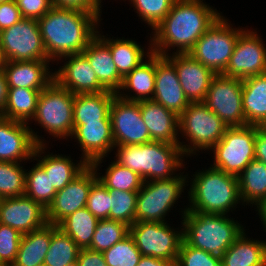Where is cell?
<instances>
[{
	"label": "cell",
	"mask_w": 266,
	"mask_h": 266,
	"mask_svg": "<svg viewBox=\"0 0 266 266\" xmlns=\"http://www.w3.org/2000/svg\"><path fill=\"white\" fill-rule=\"evenodd\" d=\"M203 1H174L170 12L153 29V38L149 42L153 53L168 56V49L177 47L174 53L178 54L188 53L194 47L196 41L221 15Z\"/></svg>",
	"instance_id": "cell-1"
},
{
	"label": "cell",
	"mask_w": 266,
	"mask_h": 266,
	"mask_svg": "<svg viewBox=\"0 0 266 266\" xmlns=\"http://www.w3.org/2000/svg\"><path fill=\"white\" fill-rule=\"evenodd\" d=\"M37 21L48 59L58 61L82 53L96 36L101 20L89 11L53 6Z\"/></svg>",
	"instance_id": "cell-2"
},
{
	"label": "cell",
	"mask_w": 266,
	"mask_h": 266,
	"mask_svg": "<svg viewBox=\"0 0 266 266\" xmlns=\"http://www.w3.org/2000/svg\"><path fill=\"white\" fill-rule=\"evenodd\" d=\"M116 161L137 173L144 182L170 179L182 168L185 156L179 144L151 141L139 145L115 146Z\"/></svg>",
	"instance_id": "cell-3"
},
{
	"label": "cell",
	"mask_w": 266,
	"mask_h": 266,
	"mask_svg": "<svg viewBox=\"0 0 266 266\" xmlns=\"http://www.w3.org/2000/svg\"><path fill=\"white\" fill-rule=\"evenodd\" d=\"M193 176L188 191V211L227 215L232 208L240 204V201L242 202L237 176L211 166L207 170L196 172Z\"/></svg>",
	"instance_id": "cell-4"
},
{
	"label": "cell",
	"mask_w": 266,
	"mask_h": 266,
	"mask_svg": "<svg viewBox=\"0 0 266 266\" xmlns=\"http://www.w3.org/2000/svg\"><path fill=\"white\" fill-rule=\"evenodd\" d=\"M183 240L207 253L222 256L242 234L244 227L226 214L182 211Z\"/></svg>",
	"instance_id": "cell-5"
},
{
	"label": "cell",
	"mask_w": 266,
	"mask_h": 266,
	"mask_svg": "<svg viewBox=\"0 0 266 266\" xmlns=\"http://www.w3.org/2000/svg\"><path fill=\"white\" fill-rule=\"evenodd\" d=\"M227 127L204 102L190 103L179 115V134L190 142H179V146L186 156L210 150L222 139Z\"/></svg>",
	"instance_id": "cell-6"
},
{
	"label": "cell",
	"mask_w": 266,
	"mask_h": 266,
	"mask_svg": "<svg viewBox=\"0 0 266 266\" xmlns=\"http://www.w3.org/2000/svg\"><path fill=\"white\" fill-rule=\"evenodd\" d=\"M227 21L225 17L220 15L188 52L214 74L224 73L236 41L244 31L242 28H232V24Z\"/></svg>",
	"instance_id": "cell-7"
},
{
	"label": "cell",
	"mask_w": 266,
	"mask_h": 266,
	"mask_svg": "<svg viewBox=\"0 0 266 266\" xmlns=\"http://www.w3.org/2000/svg\"><path fill=\"white\" fill-rule=\"evenodd\" d=\"M74 94L53 80L41 90L33 120L55 138L66 139L73 133Z\"/></svg>",
	"instance_id": "cell-8"
},
{
	"label": "cell",
	"mask_w": 266,
	"mask_h": 266,
	"mask_svg": "<svg viewBox=\"0 0 266 266\" xmlns=\"http://www.w3.org/2000/svg\"><path fill=\"white\" fill-rule=\"evenodd\" d=\"M180 175V176H179ZM170 179L143 182L137 195L135 222H165V216L188 186L180 173Z\"/></svg>",
	"instance_id": "cell-9"
},
{
	"label": "cell",
	"mask_w": 266,
	"mask_h": 266,
	"mask_svg": "<svg viewBox=\"0 0 266 266\" xmlns=\"http://www.w3.org/2000/svg\"><path fill=\"white\" fill-rule=\"evenodd\" d=\"M257 126L227 127L222 139L210 150L214 153L211 167L238 176L255 159Z\"/></svg>",
	"instance_id": "cell-10"
},
{
	"label": "cell",
	"mask_w": 266,
	"mask_h": 266,
	"mask_svg": "<svg viewBox=\"0 0 266 266\" xmlns=\"http://www.w3.org/2000/svg\"><path fill=\"white\" fill-rule=\"evenodd\" d=\"M129 234L142 256L176 263L183 242V228L176 231L166 222H135Z\"/></svg>",
	"instance_id": "cell-11"
},
{
	"label": "cell",
	"mask_w": 266,
	"mask_h": 266,
	"mask_svg": "<svg viewBox=\"0 0 266 266\" xmlns=\"http://www.w3.org/2000/svg\"><path fill=\"white\" fill-rule=\"evenodd\" d=\"M0 50L6 61L49 60L36 19L22 18L0 32Z\"/></svg>",
	"instance_id": "cell-12"
},
{
	"label": "cell",
	"mask_w": 266,
	"mask_h": 266,
	"mask_svg": "<svg viewBox=\"0 0 266 266\" xmlns=\"http://www.w3.org/2000/svg\"><path fill=\"white\" fill-rule=\"evenodd\" d=\"M203 102L228 127L247 125L243 112L241 79L215 74Z\"/></svg>",
	"instance_id": "cell-13"
},
{
	"label": "cell",
	"mask_w": 266,
	"mask_h": 266,
	"mask_svg": "<svg viewBox=\"0 0 266 266\" xmlns=\"http://www.w3.org/2000/svg\"><path fill=\"white\" fill-rule=\"evenodd\" d=\"M110 119L115 146L152 141L140 112V102L128 101L116 94L110 108Z\"/></svg>",
	"instance_id": "cell-14"
},
{
	"label": "cell",
	"mask_w": 266,
	"mask_h": 266,
	"mask_svg": "<svg viewBox=\"0 0 266 266\" xmlns=\"http://www.w3.org/2000/svg\"><path fill=\"white\" fill-rule=\"evenodd\" d=\"M255 31L244 30L238 37L223 75L241 80L266 73V47Z\"/></svg>",
	"instance_id": "cell-15"
},
{
	"label": "cell",
	"mask_w": 266,
	"mask_h": 266,
	"mask_svg": "<svg viewBox=\"0 0 266 266\" xmlns=\"http://www.w3.org/2000/svg\"><path fill=\"white\" fill-rule=\"evenodd\" d=\"M97 179V171L88 165L63 189L58 190L46 209L47 223L58 225L70 214L86 207L91 186Z\"/></svg>",
	"instance_id": "cell-16"
},
{
	"label": "cell",
	"mask_w": 266,
	"mask_h": 266,
	"mask_svg": "<svg viewBox=\"0 0 266 266\" xmlns=\"http://www.w3.org/2000/svg\"><path fill=\"white\" fill-rule=\"evenodd\" d=\"M44 140L26 123L0 116L1 162L20 163L22 160H32L36 146L46 145Z\"/></svg>",
	"instance_id": "cell-17"
},
{
	"label": "cell",
	"mask_w": 266,
	"mask_h": 266,
	"mask_svg": "<svg viewBox=\"0 0 266 266\" xmlns=\"http://www.w3.org/2000/svg\"><path fill=\"white\" fill-rule=\"evenodd\" d=\"M72 137L80 144L83 155L81 158L96 171L108 152L111 153L115 148L111 122H86L84 125H73Z\"/></svg>",
	"instance_id": "cell-18"
},
{
	"label": "cell",
	"mask_w": 266,
	"mask_h": 266,
	"mask_svg": "<svg viewBox=\"0 0 266 266\" xmlns=\"http://www.w3.org/2000/svg\"><path fill=\"white\" fill-rule=\"evenodd\" d=\"M68 60L58 71H54V80L72 94H94L107 91L99 82L95 71L82 54L61 57Z\"/></svg>",
	"instance_id": "cell-19"
},
{
	"label": "cell",
	"mask_w": 266,
	"mask_h": 266,
	"mask_svg": "<svg viewBox=\"0 0 266 266\" xmlns=\"http://www.w3.org/2000/svg\"><path fill=\"white\" fill-rule=\"evenodd\" d=\"M155 76L152 100L179 116L190 102L182 89L174 64L166 56L156 53Z\"/></svg>",
	"instance_id": "cell-20"
},
{
	"label": "cell",
	"mask_w": 266,
	"mask_h": 266,
	"mask_svg": "<svg viewBox=\"0 0 266 266\" xmlns=\"http://www.w3.org/2000/svg\"><path fill=\"white\" fill-rule=\"evenodd\" d=\"M46 223V209L26 195L3 198L0 202V224L21 234L39 229Z\"/></svg>",
	"instance_id": "cell-21"
},
{
	"label": "cell",
	"mask_w": 266,
	"mask_h": 266,
	"mask_svg": "<svg viewBox=\"0 0 266 266\" xmlns=\"http://www.w3.org/2000/svg\"><path fill=\"white\" fill-rule=\"evenodd\" d=\"M166 57L174 64L189 102H203L215 74L188 53H173Z\"/></svg>",
	"instance_id": "cell-22"
},
{
	"label": "cell",
	"mask_w": 266,
	"mask_h": 266,
	"mask_svg": "<svg viewBox=\"0 0 266 266\" xmlns=\"http://www.w3.org/2000/svg\"><path fill=\"white\" fill-rule=\"evenodd\" d=\"M49 64L50 60L6 61L3 72L8 88L43 90L54 80Z\"/></svg>",
	"instance_id": "cell-23"
},
{
	"label": "cell",
	"mask_w": 266,
	"mask_h": 266,
	"mask_svg": "<svg viewBox=\"0 0 266 266\" xmlns=\"http://www.w3.org/2000/svg\"><path fill=\"white\" fill-rule=\"evenodd\" d=\"M140 112L152 141L179 144V116L153 100L140 101Z\"/></svg>",
	"instance_id": "cell-24"
},
{
	"label": "cell",
	"mask_w": 266,
	"mask_h": 266,
	"mask_svg": "<svg viewBox=\"0 0 266 266\" xmlns=\"http://www.w3.org/2000/svg\"><path fill=\"white\" fill-rule=\"evenodd\" d=\"M82 54L96 73L100 84L107 90L118 93L123 77L119 74L110 48L96 35Z\"/></svg>",
	"instance_id": "cell-25"
},
{
	"label": "cell",
	"mask_w": 266,
	"mask_h": 266,
	"mask_svg": "<svg viewBox=\"0 0 266 266\" xmlns=\"http://www.w3.org/2000/svg\"><path fill=\"white\" fill-rule=\"evenodd\" d=\"M46 148V145L36 146L33 159L37 160L38 164L44 169L46 174L49 175L51 185L56 191L63 189L88 166L83 159L77 164L72 162L73 160L69 156L65 155H53V153H51L41 156L45 153L43 151ZM39 157L41 158L39 159Z\"/></svg>",
	"instance_id": "cell-26"
},
{
	"label": "cell",
	"mask_w": 266,
	"mask_h": 266,
	"mask_svg": "<svg viewBox=\"0 0 266 266\" xmlns=\"http://www.w3.org/2000/svg\"><path fill=\"white\" fill-rule=\"evenodd\" d=\"M148 58L135 67L124 78L117 95L128 101L140 102L144 100H152L155 90V53L151 52ZM134 95L122 94L125 90ZM126 95V96H125Z\"/></svg>",
	"instance_id": "cell-27"
},
{
	"label": "cell",
	"mask_w": 266,
	"mask_h": 266,
	"mask_svg": "<svg viewBox=\"0 0 266 266\" xmlns=\"http://www.w3.org/2000/svg\"><path fill=\"white\" fill-rule=\"evenodd\" d=\"M116 93L104 91L94 94L74 95L73 125L86 122H111L110 108Z\"/></svg>",
	"instance_id": "cell-28"
},
{
	"label": "cell",
	"mask_w": 266,
	"mask_h": 266,
	"mask_svg": "<svg viewBox=\"0 0 266 266\" xmlns=\"http://www.w3.org/2000/svg\"><path fill=\"white\" fill-rule=\"evenodd\" d=\"M221 266H266V241L251 240L243 231L221 256Z\"/></svg>",
	"instance_id": "cell-29"
},
{
	"label": "cell",
	"mask_w": 266,
	"mask_h": 266,
	"mask_svg": "<svg viewBox=\"0 0 266 266\" xmlns=\"http://www.w3.org/2000/svg\"><path fill=\"white\" fill-rule=\"evenodd\" d=\"M245 122L257 126L266 118V73L242 80Z\"/></svg>",
	"instance_id": "cell-30"
},
{
	"label": "cell",
	"mask_w": 266,
	"mask_h": 266,
	"mask_svg": "<svg viewBox=\"0 0 266 266\" xmlns=\"http://www.w3.org/2000/svg\"><path fill=\"white\" fill-rule=\"evenodd\" d=\"M96 35L110 48L116 68L123 78L152 52L151 44L148 46L146 54L144 48L132 39H123V37L122 39L106 38L98 30Z\"/></svg>",
	"instance_id": "cell-31"
},
{
	"label": "cell",
	"mask_w": 266,
	"mask_h": 266,
	"mask_svg": "<svg viewBox=\"0 0 266 266\" xmlns=\"http://www.w3.org/2000/svg\"><path fill=\"white\" fill-rule=\"evenodd\" d=\"M51 242V224L25 233L22 236L17 257L12 266H36L43 264Z\"/></svg>",
	"instance_id": "cell-32"
},
{
	"label": "cell",
	"mask_w": 266,
	"mask_h": 266,
	"mask_svg": "<svg viewBox=\"0 0 266 266\" xmlns=\"http://www.w3.org/2000/svg\"><path fill=\"white\" fill-rule=\"evenodd\" d=\"M237 177L243 203L258 206L266 199V164L254 159Z\"/></svg>",
	"instance_id": "cell-33"
},
{
	"label": "cell",
	"mask_w": 266,
	"mask_h": 266,
	"mask_svg": "<svg viewBox=\"0 0 266 266\" xmlns=\"http://www.w3.org/2000/svg\"><path fill=\"white\" fill-rule=\"evenodd\" d=\"M41 90L27 88H8L7 100L2 117L28 124L32 121Z\"/></svg>",
	"instance_id": "cell-34"
},
{
	"label": "cell",
	"mask_w": 266,
	"mask_h": 266,
	"mask_svg": "<svg viewBox=\"0 0 266 266\" xmlns=\"http://www.w3.org/2000/svg\"><path fill=\"white\" fill-rule=\"evenodd\" d=\"M99 219L84 207L64 218L57 226L70 236L80 249H88Z\"/></svg>",
	"instance_id": "cell-35"
},
{
	"label": "cell",
	"mask_w": 266,
	"mask_h": 266,
	"mask_svg": "<svg viewBox=\"0 0 266 266\" xmlns=\"http://www.w3.org/2000/svg\"><path fill=\"white\" fill-rule=\"evenodd\" d=\"M80 248L57 225L51 224V242L45 255V266H66L77 261Z\"/></svg>",
	"instance_id": "cell-36"
},
{
	"label": "cell",
	"mask_w": 266,
	"mask_h": 266,
	"mask_svg": "<svg viewBox=\"0 0 266 266\" xmlns=\"http://www.w3.org/2000/svg\"><path fill=\"white\" fill-rule=\"evenodd\" d=\"M98 174V180L109 190L138 192L144 182L137 173L116 160L106 168L105 175Z\"/></svg>",
	"instance_id": "cell-37"
},
{
	"label": "cell",
	"mask_w": 266,
	"mask_h": 266,
	"mask_svg": "<svg viewBox=\"0 0 266 266\" xmlns=\"http://www.w3.org/2000/svg\"><path fill=\"white\" fill-rule=\"evenodd\" d=\"M56 193L57 191L51 185L49 180V175L46 174L44 169L38 163H36V165L28 172L26 170V196L47 209Z\"/></svg>",
	"instance_id": "cell-38"
},
{
	"label": "cell",
	"mask_w": 266,
	"mask_h": 266,
	"mask_svg": "<svg viewBox=\"0 0 266 266\" xmlns=\"http://www.w3.org/2000/svg\"><path fill=\"white\" fill-rule=\"evenodd\" d=\"M130 226L109 219L99 220L88 249L104 252L129 235Z\"/></svg>",
	"instance_id": "cell-39"
},
{
	"label": "cell",
	"mask_w": 266,
	"mask_h": 266,
	"mask_svg": "<svg viewBox=\"0 0 266 266\" xmlns=\"http://www.w3.org/2000/svg\"><path fill=\"white\" fill-rule=\"evenodd\" d=\"M20 164L0 161V197L2 199L25 195L26 170Z\"/></svg>",
	"instance_id": "cell-40"
},
{
	"label": "cell",
	"mask_w": 266,
	"mask_h": 266,
	"mask_svg": "<svg viewBox=\"0 0 266 266\" xmlns=\"http://www.w3.org/2000/svg\"><path fill=\"white\" fill-rule=\"evenodd\" d=\"M109 220L120 221L129 226L135 223L138 192L110 190Z\"/></svg>",
	"instance_id": "cell-41"
},
{
	"label": "cell",
	"mask_w": 266,
	"mask_h": 266,
	"mask_svg": "<svg viewBox=\"0 0 266 266\" xmlns=\"http://www.w3.org/2000/svg\"><path fill=\"white\" fill-rule=\"evenodd\" d=\"M103 255L108 266H137L142 257L130 234L104 251Z\"/></svg>",
	"instance_id": "cell-42"
},
{
	"label": "cell",
	"mask_w": 266,
	"mask_h": 266,
	"mask_svg": "<svg viewBox=\"0 0 266 266\" xmlns=\"http://www.w3.org/2000/svg\"><path fill=\"white\" fill-rule=\"evenodd\" d=\"M138 16L141 17L152 30L170 12L175 0H130Z\"/></svg>",
	"instance_id": "cell-43"
},
{
	"label": "cell",
	"mask_w": 266,
	"mask_h": 266,
	"mask_svg": "<svg viewBox=\"0 0 266 266\" xmlns=\"http://www.w3.org/2000/svg\"><path fill=\"white\" fill-rule=\"evenodd\" d=\"M175 266H221V257L194 248L183 240Z\"/></svg>",
	"instance_id": "cell-44"
},
{
	"label": "cell",
	"mask_w": 266,
	"mask_h": 266,
	"mask_svg": "<svg viewBox=\"0 0 266 266\" xmlns=\"http://www.w3.org/2000/svg\"><path fill=\"white\" fill-rule=\"evenodd\" d=\"M111 192L98 179L92 184L86 208L97 219H109Z\"/></svg>",
	"instance_id": "cell-45"
},
{
	"label": "cell",
	"mask_w": 266,
	"mask_h": 266,
	"mask_svg": "<svg viewBox=\"0 0 266 266\" xmlns=\"http://www.w3.org/2000/svg\"><path fill=\"white\" fill-rule=\"evenodd\" d=\"M23 234L18 230L0 224V264L12 266L17 257Z\"/></svg>",
	"instance_id": "cell-46"
},
{
	"label": "cell",
	"mask_w": 266,
	"mask_h": 266,
	"mask_svg": "<svg viewBox=\"0 0 266 266\" xmlns=\"http://www.w3.org/2000/svg\"><path fill=\"white\" fill-rule=\"evenodd\" d=\"M23 18L38 20L52 7V0H14Z\"/></svg>",
	"instance_id": "cell-47"
},
{
	"label": "cell",
	"mask_w": 266,
	"mask_h": 266,
	"mask_svg": "<svg viewBox=\"0 0 266 266\" xmlns=\"http://www.w3.org/2000/svg\"><path fill=\"white\" fill-rule=\"evenodd\" d=\"M23 18L14 0L0 4V32Z\"/></svg>",
	"instance_id": "cell-48"
},
{
	"label": "cell",
	"mask_w": 266,
	"mask_h": 266,
	"mask_svg": "<svg viewBox=\"0 0 266 266\" xmlns=\"http://www.w3.org/2000/svg\"><path fill=\"white\" fill-rule=\"evenodd\" d=\"M54 7L85 10L101 18V0H52Z\"/></svg>",
	"instance_id": "cell-49"
},
{
	"label": "cell",
	"mask_w": 266,
	"mask_h": 266,
	"mask_svg": "<svg viewBox=\"0 0 266 266\" xmlns=\"http://www.w3.org/2000/svg\"><path fill=\"white\" fill-rule=\"evenodd\" d=\"M77 262L79 266H108L102 252L80 249Z\"/></svg>",
	"instance_id": "cell-50"
},
{
	"label": "cell",
	"mask_w": 266,
	"mask_h": 266,
	"mask_svg": "<svg viewBox=\"0 0 266 266\" xmlns=\"http://www.w3.org/2000/svg\"><path fill=\"white\" fill-rule=\"evenodd\" d=\"M255 160L266 164V134L261 132L258 126L255 137Z\"/></svg>",
	"instance_id": "cell-51"
},
{
	"label": "cell",
	"mask_w": 266,
	"mask_h": 266,
	"mask_svg": "<svg viewBox=\"0 0 266 266\" xmlns=\"http://www.w3.org/2000/svg\"><path fill=\"white\" fill-rule=\"evenodd\" d=\"M137 266H175V262L152 256H142Z\"/></svg>",
	"instance_id": "cell-52"
},
{
	"label": "cell",
	"mask_w": 266,
	"mask_h": 266,
	"mask_svg": "<svg viewBox=\"0 0 266 266\" xmlns=\"http://www.w3.org/2000/svg\"><path fill=\"white\" fill-rule=\"evenodd\" d=\"M8 84L3 70L0 71V116L4 111V107L7 100Z\"/></svg>",
	"instance_id": "cell-53"
},
{
	"label": "cell",
	"mask_w": 266,
	"mask_h": 266,
	"mask_svg": "<svg viewBox=\"0 0 266 266\" xmlns=\"http://www.w3.org/2000/svg\"><path fill=\"white\" fill-rule=\"evenodd\" d=\"M258 211V215L260 216L259 218H261V221L263 223V228H265V232H266V199H264L256 208Z\"/></svg>",
	"instance_id": "cell-54"
},
{
	"label": "cell",
	"mask_w": 266,
	"mask_h": 266,
	"mask_svg": "<svg viewBox=\"0 0 266 266\" xmlns=\"http://www.w3.org/2000/svg\"><path fill=\"white\" fill-rule=\"evenodd\" d=\"M258 129L263 132L264 134H266V118L261 121L258 125Z\"/></svg>",
	"instance_id": "cell-55"
},
{
	"label": "cell",
	"mask_w": 266,
	"mask_h": 266,
	"mask_svg": "<svg viewBox=\"0 0 266 266\" xmlns=\"http://www.w3.org/2000/svg\"><path fill=\"white\" fill-rule=\"evenodd\" d=\"M4 63H5V60L3 58L2 51L0 50V71L3 70Z\"/></svg>",
	"instance_id": "cell-56"
},
{
	"label": "cell",
	"mask_w": 266,
	"mask_h": 266,
	"mask_svg": "<svg viewBox=\"0 0 266 266\" xmlns=\"http://www.w3.org/2000/svg\"><path fill=\"white\" fill-rule=\"evenodd\" d=\"M66 266H79L78 262L77 261H74L70 264H67Z\"/></svg>",
	"instance_id": "cell-57"
},
{
	"label": "cell",
	"mask_w": 266,
	"mask_h": 266,
	"mask_svg": "<svg viewBox=\"0 0 266 266\" xmlns=\"http://www.w3.org/2000/svg\"><path fill=\"white\" fill-rule=\"evenodd\" d=\"M8 1H11V0H0V4L4 2H8Z\"/></svg>",
	"instance_id": "cell-58"
}]
</instances>
